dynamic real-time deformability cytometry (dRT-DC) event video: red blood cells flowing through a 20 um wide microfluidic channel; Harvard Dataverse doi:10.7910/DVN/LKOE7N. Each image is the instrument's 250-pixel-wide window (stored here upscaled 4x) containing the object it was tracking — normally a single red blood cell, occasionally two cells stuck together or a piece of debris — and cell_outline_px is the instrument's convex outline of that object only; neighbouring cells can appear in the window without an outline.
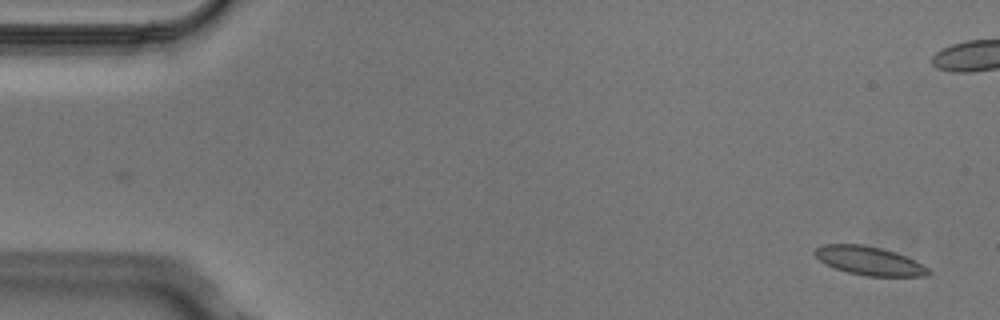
{"species": "Egyptian fruit bat (a non-hibernating species)", "species_latin": "Rousettus aegyptiacus", "temperature_condition": "cold", "stored_images_in_passage": 2, "camera_frame_rate_fps": 3000, "um_per_image_px": 0.085, "animal": {"sex": "male"}, "frame": {"image": 1, "passage_image": 2, "time_ms": 0.333, "image_size_px": [1000, 320], "cell_outline_px": [[932, 272], [928, 276], [864, 276], [848, 272], [836, 268], [820, 260], [816, 256], [816, 248], [824, 244], [864, 244], [896, 252], [928, 268]], "centroid_in_image_um": [73.91, 22.17], "position_along_channel_um": 11.1, "area_um2": 18.61}}